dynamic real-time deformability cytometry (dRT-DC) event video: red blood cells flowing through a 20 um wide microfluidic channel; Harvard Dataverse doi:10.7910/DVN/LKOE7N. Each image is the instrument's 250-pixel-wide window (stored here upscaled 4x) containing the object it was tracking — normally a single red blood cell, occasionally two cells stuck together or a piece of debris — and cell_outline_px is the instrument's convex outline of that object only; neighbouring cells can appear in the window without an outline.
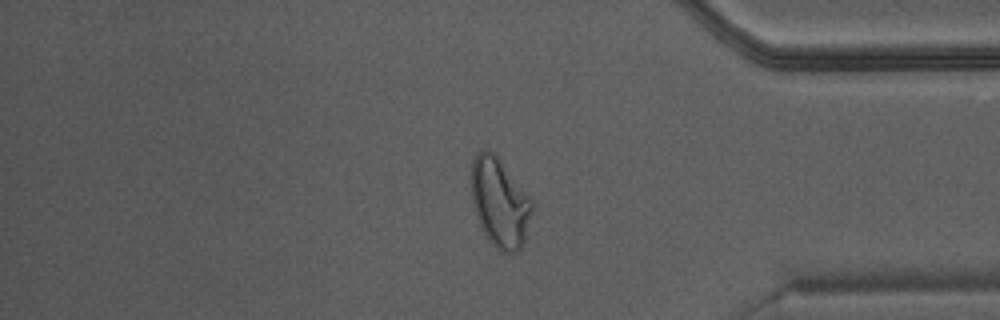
{"species": "Egyptian fruit bat (a non-hibernating species)", "species_latin": "Rousettus aegyptiacus", "temperature_condition": "warm", "stored_images_in_passage": 48, "camera_frame_rate_fps": 3000, "um_per_image_px": 0.085, "animal": {"sex": "male"}, "frame": {"image": 1, "passage_image": 41, "time_ms": 13.333, "image_size_px": [1000, 320], "cell_outline_px": [[536, 208], [524, 240], [520, 248], [516, 252], [504, 252], [492, 244], [488, 240], [480, 224], [472, 200], [472, 156], [476, 152], [492, 152], [500, 160], [532, 196]], "centroid_in_image_um": [42.55, 17.22], "position_along_channel_um": 392.7, "area_um2": 31.67}}